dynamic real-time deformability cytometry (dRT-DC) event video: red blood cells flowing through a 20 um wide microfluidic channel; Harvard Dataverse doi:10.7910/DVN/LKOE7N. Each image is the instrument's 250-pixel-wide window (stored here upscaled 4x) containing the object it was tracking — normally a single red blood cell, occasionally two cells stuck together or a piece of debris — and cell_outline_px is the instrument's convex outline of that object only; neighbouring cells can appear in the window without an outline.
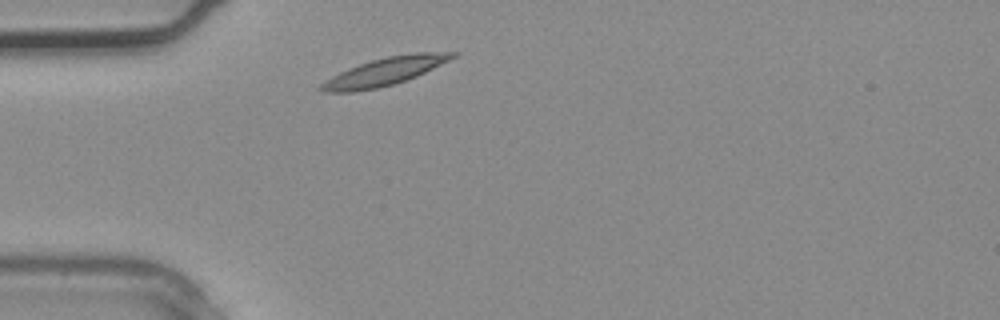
{"species": "common noctule bat (a hibernating species)", "species_latin": "Nyctalus noctula", "temperature_condition": "warm", "stored_images_in_passage": 1, "camera_frame_rate_fps": 3000, "um_per_image_px": 0.085, "animal": {"sex": "male", "body_mass_g": 20.4}, "frame": {"image": 1, "passage_image": 1, "time_ms": 0.0, "image_size_px": [1000, 320], "cell_outline_px": [[456, 56], [416, 76], [396, 84], [376, 88], [352, 92], [324, 92], [316, 88], [324, 80], [348, 68], [372, 60], [388, 56], [416, 52], [456, 52]], "centroid_in_image_um": [32.63, 6.09], "position_along_channel_um": 52.4, "area_um2": 21.04}}